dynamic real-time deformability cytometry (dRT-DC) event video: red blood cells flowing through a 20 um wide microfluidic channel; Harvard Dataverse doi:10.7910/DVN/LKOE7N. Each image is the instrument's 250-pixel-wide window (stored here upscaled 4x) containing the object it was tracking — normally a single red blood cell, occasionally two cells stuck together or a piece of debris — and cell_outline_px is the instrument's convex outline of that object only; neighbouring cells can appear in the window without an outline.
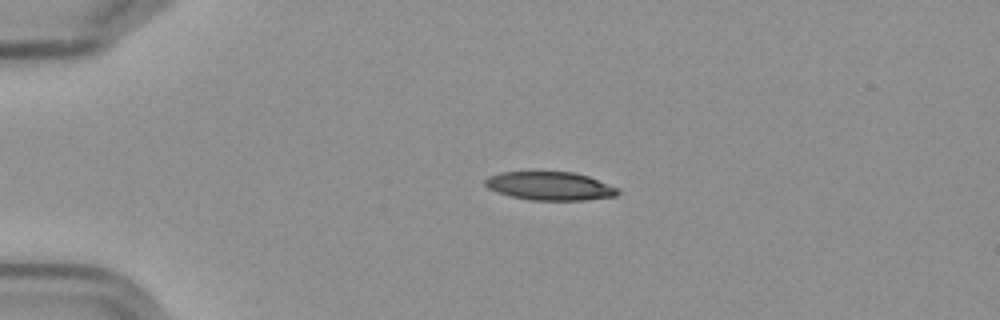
{"species": "Egyptian fruit bat (a non-hibernating species)", "species_latin": "Rousettus aegyptiacus", "temperature_condition": "cold", "stored_images_in_passage": 3, "camera_frame_rate_fps": 3000, "um_per_image_px": 0.085, "frame": {"image": 1, "passage_image": 2, "time_ms": 1.333, "image_size_px": [1000, 320], "cell_outline_px": [[620, 192], [616, 196], [584, 200], [528, 200], [512, 196], [488, 188], [484, 184], [484, 180], [488, 176], [500, 172], [572, 172], [588, 176], [620, 188]], "centroid_in_image_um": [46.77, 15.81], "position_along_channel_um": 38.2, "area_um2": 21.96}}